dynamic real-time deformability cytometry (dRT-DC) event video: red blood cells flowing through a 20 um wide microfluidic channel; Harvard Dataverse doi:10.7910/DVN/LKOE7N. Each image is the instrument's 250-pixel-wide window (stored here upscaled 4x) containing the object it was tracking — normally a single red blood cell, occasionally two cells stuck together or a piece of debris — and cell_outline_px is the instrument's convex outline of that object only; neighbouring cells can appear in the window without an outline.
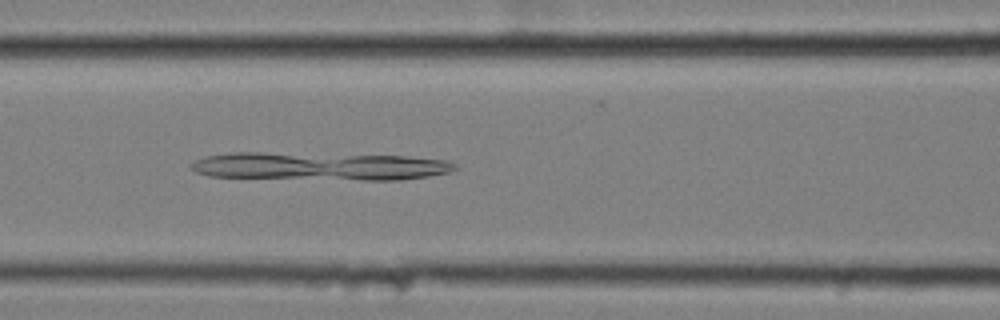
{"species": "common noctule bat (a hibernating species)", "species_latin": "Nyctalus noctula", "temperature_condition": "cold", "stored_images_in_passage": 56, "camera_frame_rate_fps": 3000, "um_per_image_px": 0.085, "animal": {"sex": "female", "body_mass_g": 25.1}, "frame": {"image": 1, "passage_image": 24, "time_ms": 7.667, "image_size_px": [1000, 320], "cell_outline_px": [[460, 168], [452, 172], [428, 176], [400, 180], [360, 180], [208, 176], [196, 172], [188, 164], [192, 160], [204, 156], [232, 152], [260, 152], [408, 156], [444, 160], [456, 164]], "centroid_in_image_um": [27.17, 14.12], "position_along_channel_um": 139.4, "area_um2": 43.41}}
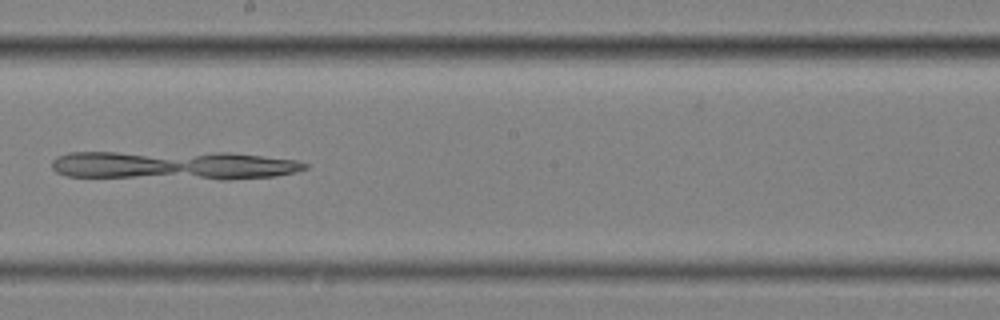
{"frame": {"image": 2, "passage_image": 32, "time_ms": 10.333, "image_size_px": [1000, 320], "cell_outline_px": [[308, 168], [296, 172], [276, 176], [228, 180], [220, 180], [68, 176], [56, 172], [52, 168], [52, 160], [56, 156], [68, 152], [228, 152], [296, 160], [308, 164]], "centroid_in_image_um": [14.77, 14.06], "position_along_channel_um": 233.4, "area_um2": 43.18}}
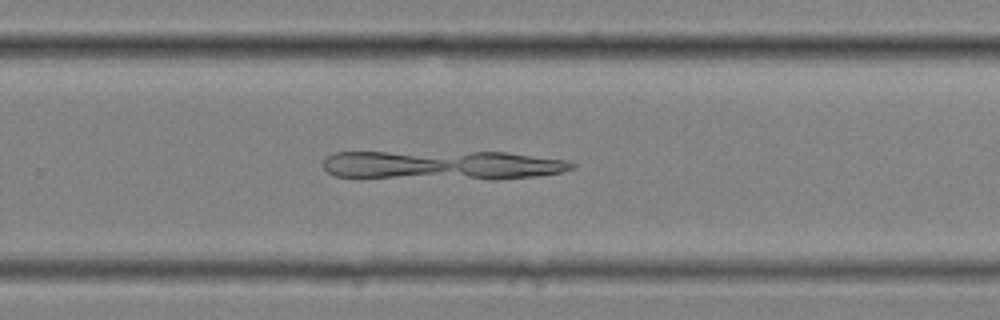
{"frame": {"image": 3, "passage_image": 37, "time_ms": 12.0, "image_size_px": [1000, 320], "cell_outline_px": [[576, 164], [572, 168], [560, 172], [540, 176], [496, 180], [492, 180], [336, 176], [328, 172], [324, 168], [324, 156], [332, 152], [508, 152], [568, 160]], "centroid_in_image_um": [37.66, 14.04], "position_along_channel_um": 292.1, "area_um2": 42.89}}